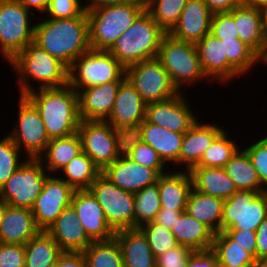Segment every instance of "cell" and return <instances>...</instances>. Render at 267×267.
<instances>
[{
    "label": "cell",
    "instance_id": "cell-15",
    "mask_svg": "<svg viewBox=\"0 0 267 267\" xmlns=\"http://www.w3.org/2000/svg\"><path fill=\"white\" fill-rule=\"evenodd\" d=\"M185 93L180 92L168 100L147 104L145 120L170 131L185 134L200 120L193 112Z\"/></svg>",
    "mask_w": 267,
    "mask_h": 267
},
{
    "label": "cell",
    "instance_id": "cell-25",
    "mask_svg": "<svg viewBox=\"0 0 267 267\" xmlns=\"http://www.w3.org/2000/svg\"><path fill=\"white\" fill-rule=\"evenodd\" d=\"M40 231L31 209L13 207L5 203V214L0 227V243L25 245Z\"/></svg>",
    "mask_w": 267,
    "mask_h": 267
},
{
    "label": "cell",
    "instance_id": "cell-52",
    "mask_svg": "<svg viewBox=\"0 0 267 267\" xmlns=\"http://www.w3.org/2000/svg\"><path fill=\"white\" fill-rule=\"evenodd\" d=\"M225 232L256 259V231L247 229L225 230Z\"/></svg>",
    "mask_w": 267,
    "mask_h": 267
},
{
    "label": "cell",
    "instance_id": "cell-36",
    "mask_svg": "<svg viewBox=\"0 0 267 267\" xmlns=\"http://www.w3.org/2000/svg\"><path fill=\"white\" fill-rule=\"evenodd\" d=\"M237 191H265L247 152L241 147L224 167Z\"/></svg>",
    "mask_w": 267,
    "mask_h": 267
},
{
    "label": "cell",
    "instance_id": "cell-54",
    "mask_svg": "<svg viewBox=\"0 0 267 267\" xmlns=\"http://www.w3.org/2000/svg\"><path fill=\"white\" fill-rule=\"evenodd\" d=\"M54 267H86L84 254L82 252H63Z\"/></svg>",
    "mask_w": 267,
    "mask_h": 267
},
{
    "label": "cell",
    "instance_id": "cell-2",
    "mask_svg": "<svg viewBox=\"0 0 267 267\" xmlns=\"http://www.w3.org/2000/svg\"><path fill=\"white\" fill-rule=\"evenodd\" d=\"M24 96L38 110L50 139L77 133L81 121L78 94L69 84L37 88Z\"/></svg>",
    "mask_w": 267,
    "mask_h": 267
},
{
    "label": "cell",
    "instance_id": "cell-16",
    "mask_svg": "<svg viewBox=\"0 0 267 267\" xmlns=\"http://www.w3.org/2000/svg\"><path fill=\"white\" fill-rule=\"evenodd\" d=\"M74 189L58 175H49L31 210L36 225L41 230L47 228L58 218L62 211L71 205Z\"/></svg>",
    "mask_w": 267,
    "mask_h": 267
},
{
    "label": "cell",
    "instance_id": "cell-29",
    "mask_svg": "<svg viewBox=\"0 0 267 267\" xmlns=\"http://www.w3.org/2000/svg\"><path fill=\"white\" fill-rule=\"evenodd\" d=\"M183 138L184 134L170 131L146 120L142 122L143 142L153 147L164 163H171L172 167L179 166Z\"/></svg>",
    "mask_w": 267,
    "mask_h": 267
},
{
    "label": "cell",
    "instance_id": "cell-37",
    "mask_svg": "<svg viewBox=\"0 0 267 267\" xmlns=\"http://www.w3.org/2000/svg\"><path fill=\"white\" fill-rule=\"evenodd\" d=\"M212 249L216 252L219 267H250L256 261L225 231L214 235Z\"/></svg>",
    "mask_w": 267,
    "mask_h": 267
},
{
    "label": "cell",
    "instance_id": "cell-41",
    "mask_svg": "<svg viewBox=\"0 0 267 267\" xmlns=\"http://www.w3.org/2000/svg\"><path fill=\"white\" fill-rule=\"evenodd\" d=\"M187 0H149L146 11L169 34L177 25Z\"/></svg>",
    "mask_w": 267,
    "mask_h": 267
},
{
    "label": "cell",
    "instance_id": "cell-59",
    "mask_svg": "<svg viewBox=\"0 0 267 267\" xmlns=\"http://www.w3.org/2000/svg\"><path fill=\"white\" fill-rule=\"evenodd\" d=\"M18 1L30 12L38 11L39 15L45 13L48 4V0H18Z\"/></svg>",
    "mask_w": 267,
    "mask_h": 267
},
{
    "label": "cell",
    "instance_id": "cell-44",
    "mask_svg": "<svg viewBox=\"0 0 267 267\" xmlns=\"http://www.w3.org/2000/svg\"><path fill=\"white\" fill-rule=\"evenodd\" d=\"M139 229L144 233L155 257L179 245L171 230L166 229L154 221L145 223Z\"/></svg>",
    "mask_w": 267,
    "mask_h": 267
},
{
    "label": "cell",
    "instance_id": "cell-28",
    "mask_svg": "<svg viewBox=\"0 0 267 267\" xmlns=\"http://www.w3.org/2000/svg\"><path fill=\"white\" fill-rule=\"evenodd\" d=\"M234 22L239 39L264 61L267 58V44L263 33L261 10L244 5L235 7Z\"/></svg>",
    "mask_w": 267,
    "mask_h": 267
},
{
    "label": "cell",
    "instance_id": "cell-64",
    "mask_svg": "<svg viewBox=\"0 0 267 267\" xmlns=\"http://www.w3.org/2000/svg\"><path fill=\"white\" fill-rule=\"evenodd\" d=\"M263 64L266 66V64H267V58L263 61Z\"/></svg>",
    "mask_w": 267,
    "mask_h": 267
},
{
    "label": "cell",
    "instance_id": "cell-56",
    "mask_svg": "<svg viewBox=\"0 0 267 267\" xmlns=\"http://www.w3.org/2000/svg\"><path fill=\"white\" fill-rule=\"evenodd\" d=\"M267 255V218L256 230V260H263Z\"/></svg>",
    "mask_w": 267,
    "mask_h": 267
},
{
    "label": "cell",
    "instance_id": "cell-65",
    "mask_svg": "<svg viewBox=\"0 0 267 267\" xmlns=\"http://www.w3.org/2000/svg\"><path fill=\"white\" fill-rule=\"evenodd\" d=\"M263 261L267 263V255L264 257Z\"/></svg>",
    "mask_w": 267,
    "mask_h": 267
},
{
    "label": "cell",
    "instance_id": "cell-63",
    "mask_svg": "<svg viewBox=\"0 0 267 267\" xmlns=\"http://www.w3.org/2000/svg\"><path fill=\"white\" fill-rule=\"evenodd\" d=\"M250 267H267V263L263 260H256Z\"/></svg>",
    "mask_w": 267,
    "mask_h": 267
},
{
    "label": "cell",
    "instance_id": "cell-18",
    "mask_svg": "<svg viewBox=\"0 0 267 267\" xmlns=\"http://www.w3.org/2000/svg\"><path fill=\"white\" fill-rule=\"evenodd\" d=\"M195 46L203 72L211 82L223 85L241 76L228 63L227 57H224L223 42H220V39L210 32L198 41Z\"/></svg>",
    "mask_w": 267,
    "mask_h": 267
},
{
    "label": "cell",
    "instance_id": "cell-51",
    "mask_svg": "<svg viewBox=\"0 0 267 267\" xmlns=\"http://www.w3.org/2000/svg\"><path fill=\"white\" fill-rule=\"evenodd\" d=\"M0 267H25V246L0 243Z\"/></svg>",
    "mask_w": 267,
    "mask_h": 267
},
{
    "label": "cell",
    "instance_id": "cell-53",
    "mask_svg": "<svg viewBox=\"0 0 267 267\" xmlns=\"http://www.w3.org/2000/svg\"><path fill=\"white\" fill-rule=\"evenodd\" d=\"M188 264L189 267H219L216 252L212 248L193 251Z\"/></svg>",
    "mask_w": 267,
    "mask_h": 267
},
{
    "label": "cell",
    "instance_id": "cell-38",
    "mask_svg": "<svg viewBox=\"0 0 267 267\" xmlns=\"http://www.w3.org/2000/svg\"><path fill=\"white\" fill-rule=\"evenodd\" d=\"M86 267H123V257L117 240L92 241L82 252Z\"/></svg>",
    "mask_w": 267,
    "mask_h": 267
},
{
    "label": "cell",
    "instance_id": "cell-4",
    "mask_svg": "<svg viewBox=\"0 0 267 267\" xmlns=\"http://www.w3.org/2000/svg\"><path fill=\"white\" fill-rule=\"evenodd\" d=\"M145 10L144 2L103 5L86 10L91 49L108 51Z\"/></svg>",
    "mask_w": 267,
    "mask_h": 267
},
{
    "label": "cell",
    "instance_id": "cell-11",
    "mask_svg": "<svg viewBox=\"0 0 267 267\" xmlns=\"http://www.w3.org/2000/svg\"><path fill=\"white\" fill-rule=\"evenodd\" d=\"M102 207L114 231L135 228L134 193L118 188L102 173L88 189Z\"/></svg>",
    "mask_w": 267,
    "mask_h": 267
},
{
    "label": "cell",
    "instance_id": "cell-27",
    "mask_svg": "<svg viewBox=\"0 0 267 267\" xmlns=\"http://www.w3.org/2000/svg\"><path fill=\"white\" fill-rule=\"evenodd\" d=\"M114 238L122 253L123 267H156V257L139 228L115 231Z\"/></svg>",
    "mask_w": 267,
    "mask_h": 267
},
{
    "label": "cell",
    "instance_id": "cell-14",
    "mask_svg": "<svg viewBox=\"0 0 267 267\" xmlns=\"http://www.w3.org/2000/svg\"><path fill=\"white\" fill-rule=\"evenodd\" d=\"M77 133L82 151L101 171L118 159L113 126L106 120H81Z\"/></svg>",
    "mask_w": 267,
    "mask_h": 267
},
{
    "label": "cell",
    "instance_id": "cell-46",
    "mask_svg": "<svg viewBox=\"0 0 267 267\" xmlns=\"http://www.w3.org/2000/svg\"><path fill=\"white\" fill-rule=\"evenodd\" d=\"M264 135V136H263ZM257 141H251L249 146L246 144L243 149L249 155L253 167L256 169L262 188L267 191V134ZM252 143V145H251Z\"/></svg>",
    "mask_w": 267,
    "mask_h": 267
},
{
    "label": "cell",
    "instance_id": "cell-19",
    "mask_svg": "<svg viewBox=\"0 0 267 267\" xmlns=\"http://www.w3.org/2000/svg\"><path fill=\"white\" fill-rule=\"evenodd\" d=\"M101 173L118 188L131 193L156 183L160 176L153 168L139 165L129 157L116 159Z\"/></svg>",
    "mask_w": 267,
    "mask_h": 267
},
{
    "label": "cell",
    "instance_id": "cell-40",
    "mask_svg": "<svg viewBox=\"0 0 267 267\" xmlns=\"http://www.w3.org/2000/svg\"><path fill=\"white\" fill-rule=\"evenodd\" d=\"M220 42H223L224 57H227L228 63L240 75L249 74L250 70L259 62L263 64V60L239 38L224 39Z\"/></svg>",
    "mask_w": 267,
    "mask_h": 267
},
{
    "label": "cell",
    "instance_id": "cell-31",
    "mask_svg": "<svg viewBox=\"0 0 267 267\" xmlns=\"http://www.w3.org/2000/svg\"><path fill=\"white\" fill-rule=\"evenodd\" d=\"M179 245L187 246L192 251L210 249L215 233L204 223L183 212L171 228Z\"/></svg>",
    "mask_w": 267,
    "mask_h": 267
},
{
    "label": "cell",
    "instance_id": "cell-35",
    "mask_svg": "<svg viewBox=\"0 0 267 267\" xmlns=\"http://www.w3.org/2000/svg\"><path fill=\"white\" fill-rule=\"evenodd\" d=\"M101 172L93 160L82 151L70 160L58 176L74 190H88Z\"/></svg>",
    "mask_w": 267,
    "mask_h": 267
},
{
    "label": "cell",
    "instance_id": "cell-45",
    "mask_svg": "<svg viewBox=\"0 0 267 267\" xmlns=\"http://www.w3.org/2000/svg\"><path fill=\"white\" fill-rule=\"evenodd\" d=\"M117 148V157H129L132 149L143 142L142 139V122L113 127Z\"/></svg>",
    "mask_w": 267,
    "mask_h": 267
},
{
    "label": "cell",
    "instance_id": "cell-6",
    "mask_svg": "<svg viewBox=\"0 0 267 267\" xmlns=\"http://www.w3.org/2000/svg\"><path fill=\"white\" fill-rule=\"evenodd\" d=\"M170 76L173 85L179 92L185 87L195 86L202 80L209 79L203 72L195 44L179 41L166 34L156 57Z\"/></svg>",
    "mask_w": 267,
    "mask_h": 267
},
{
    "label": "cell",
    "instance_id": "cell-10",
    "mask_svg": "<svg viewBox=\"0 0 267 267\" xmlns=\"http://www.w3.org/2000/svg\"><path fill=\"white\" fill-rule=\"evenodd\" d=\"M266 218L267 191H237L224 202L221 231H256Z\"/></svg>",
    "mask_w": 267,
    "mask_h": 267
},
{
    "label": "cell",
    "instance_id": "cell-9",
    "mask_svg": "<svg viewBox=\"0 0 267 267\" xmlns=\"http://www.w3.org/2000/svg\"><path fill=\"white\" fill-rule=\"evenodd\" d=\"M50 174L38 158H27L0 189L7 205L31 209Z\"/></svg>",
    "mask_w": 267,
    "mask_h": 267
},
{
    "label": "cell",
    "instance_id": "cell-21",
    "mask_svg": "<svg viewBox=\"0 0 267 267\" xmlns=\"http://www.w3.org/2000/svg\"><path fill=\"white\" fill-rule=\"evenodd\" d=\"M224 126L197 121L185 134L179 155V167L190 171L201 159L204 152L224 131ZM185 167V168H184Z\"/></svg>",
    "mask_w": 267,
    "mask_h": 267
},
{
    "label": "cell",
    "instance_id": "cell-24",
    "mask_svg": "<svg viewBox=\"0 0 267 267\" xmlns=\"http://www.w3.org/2000/svg\"><path fill=\"white\" fill-rule=\"evenodd\" d=\"M147 103L125 78L118 88L111 114L106 119L113 127L127 126L145 120Z\"/></svg>",
    "mask_w": 267,
    "mask_h": 267
},
{
    "label": "cell",
    "instance_id": "cell-23",
    "mask_svg": "<svg viewBox=\"0 0 267 267\" xmlns=\"http://www.w3.org/2000/svg\"><path fill=\"white\" fill-rule=\"evenodd\" d=\"M121 82L80 89L78 94L81 120H106L112 112L116 94Z\"/></svg>",
    "mask_w": 267,
    "mask_h": 267
},
{
    "label": "cell",
    "instance_id": "cell-8",
    "mask_svg": "<svg viewBox=\"0 0 267 267\" xmlns=\"http://www.w3.org/2000/svg\"><path fill=\"white\" fill-rule=\"evenodd\" d=\"M31 13L18 0H0V54L8 63L34 41Z\"/></svg>",
    "mask_w": 267,
    "mask_h": 267
},
{
    "label": "cell",
    "instance_id": "cell-13",
    "mask_svg": "<svg viewBox=\"0 0 267 267\" xmlns=\"http://www.w3.org/2000/svg\"><path fill=\"white\" fill-rule=\"evenodd\" d=\"M17 103V123L7 135L26 158H38L51 139L36 107L24 95H19Z\"/></svg>",
    "mask_w": 267,
    "mask_h": 267
},
{
    "label": "cell",
    "instance_id": "cell-12",
    "mask_svg": "<svg viewBox=\"0 0 267 267\" xmlns=\"http://www.w3.org/2000/svg\"><path fill=\"white\" fill-rule=\"evenodd\" d=\"M125 76L147 104L165 101L180 93L157 58L126 67Z\"/></svg>",
    "mask_w": 267,
    "mask_h": 267
},
{
    "label": "cell",
    "instance_id": "cell-7",
    "mask_svg": "<svg viewBox=\"0 0 267 267\" xmlns=\"http://www.w3.org/2000/svg\"><path fill=\"white\" fill-rule=\"evenodd\" d=\"M125 78V67L105 50L90 49L72 63L68 72V84L76 92Z\"/></svg>",
    "mask_w": 267,
    "mask_h": 267
},
{
    "label": "cell",
    "instance_id": "cell-48",
    "mask_svg": "<svg viewBox=\"0 0 267 267\" xmlns=\"http://www.w3.org/2000/svg\"><path fill=\"white\" fill-rule=\"evenodd\" d=\"M210 33L220 40L238 39L234 22V9L230 12L214 13L211 18Z\"/></svg>",
    "mask_w": 267,
    "mask_h": 267
},
{
    "label": "cell",
    "instance_id": "cell-20",
    "mask_svg": "<svg viewBox=\"0 0 267 267\" xmlns=\"http://www.w3.org/2000/svg\"><path fill=\"white\" fill-rule=\"evenodd\" d=\"M212 15L204 0H187L177 25L169 34L179 41L196 44L210 32Z\"/></svg>",
    "mask_w": 267,
    "mask_h": 267
},
{
    "label": "cell",
    "instance_id": "cell-61",
    "mask_svg": "<svg viewBox=\"0 0 267 267\" xmlns=\"http://www.w3.org/2000/svg\"><path fill=\"white\" fill-rule=\"evenodd\" d=\"M261 13H262L263 33L267 44V8L261 10Z\"/></svg>",
    "mask_w": 267,
    "mask_h": 267
},
{
    "label": "cell",
    "instance_id": "cell-62",
    "mask_svg": "<svg viewBox=\"0 0 267 267\" xmlns=\"http://www.w3.org/2000/svg\"><path fill=\"white\" fill-rule=\"evenodd\" d=\"M5 214V202L0 199V227Z\"/></svg>",
    "mask_w": 267,
    "mask_h": 267
},
{
    "label": "cell",
    "instance_id": "cell-34",
    "mask_svg": "<svg viewBox=\"0 0 267 267\" xmlns=\"http://www.w3.org/2000/svg\"><path fill=\"white\" fill-rule=\"evenodd\" d=\"M25 267H54L63 253L56 241L41 230L25 245Z\"/></svg>",
    "mask_w": 267,
    "mask_h": 267
},
{
    "label": "cell",
    "instance_id": "cell-32",
    "mask_svg": "<svg viewBox=\"0 0 267 267\" xmlns=\"http://www.w3.org/2000/svg\"><path fill=\"white\" fill-rule=\"evenodd\" d=\"M81 152V140L78 133H75L67 137L51 139L38 159L50 175L55 173L57 175Z\"/></svg>",
    "mask_w": 267,
    "mask_h": 267
},
{
    "label": "cell",
    "instance_id": "cell-33",
    "mask_svg": "<svg viewBox=\"0 0 267 267\" xmlns=\"http://www.w3.org/2000/svg\"><path fill=\"white\" fill-rule=\"evenodd\" d=\"M224 202V200L192 188L187 200L186 212L216 234L221 231Z\"/></svg>",
    "mask_w": 267,
    "mask_h": 267
},
{
    "label": "cell",
    "instance_id": "cell-55",
    "mask_svg": "<svg viewBox=\"0 0 267 267\" xmlns=\"http://www.w3.org/2000/svg\"><path fill=\"white\" fill-rule=\"evenodd\" d=\"M186 210H170L168 208H160L154 222L171 230L172 226L176 223L178 217Z\"/></svg>",
    "mask_w": 267,
    "mask_h": 267
},
{
    "label": "cell",
    "instance_id": "cell-42",
    "mask_svg": "<svg viewBox=\"0 0 267 267\" xmlns=\"http://www.w3.org/2000/svg\"><path fill=\"white\" fill-rule=\"evenodd\" d=\"M134 201L135 228L154 221L161 208L158 183L146 186L134 193Z\"/></svg>",
    "mask_w": 267,
    "mask_h": 267
},
{
    "label": "cell",
    "instance_id": "cell-5",
    "mask_svg": "<svg viewBox=\"0 0 267 267\" xmlns=\"http://www.w3.org/2000/svg\"><path fill=\"white\" fill-rule=\"evenodd\" d=\"M166 34L145 10L108 51L126 68L156 58Z\"/></svg>",
    "mask_w": 267,
    "mask_h": 267
},
{
    "label": "cell",
    "instance_id": "cell-39",
    "mask_svg": "<svg viewBox=\"0 0 267 267\" xmlns=\"http://www.w3.org/2000/svg\"><path fill=\"white\" fill-rule=\"evenodd\" d=\"M224 130L207 148L200 161L194 167H219L224 168L226 163L241 148L237 141L230 138V134Z\"/></svg>",
    "mask_w": 267,
    "mask_h": 267
},
{
    "label": "cell",
    "instance_id": "cell-47",
    "mask_svg": "<svg viewBox=\"0 0 267 267\" xmlns=\"http://www.w3.org/2000/svg\"><path fill=\"white\" fill-rule=\"evenodd\" d=\"M129 158L139 165L153 168L159 175L167 173V170H171L167 169L171 168V166L168 167L169 164L166 165L164 163L155 149L144 142L139 143L132 149Z\"/></svg>",
    "mask_w": 267,
    "mask_h": 267
},
{
    "label": "cell",
    "instance_id": "cell-1",
    "mask_svg": "<svg viewBox=\"0 0 267 267\" xmlns=\"http://www.w3.org/2000/svg\"><path fill=\"white\" fill-rule=\"evenodd\" d=\"M34 42L69 68L91 49L86 10L74 18L37 17Z\"/></svg>",
    "mask_w": 267,
    "mask_h": 267
},
{
    "label": "cell",
    "instance_id": "cell-22",
    "mask_svg": "<svg viewBox=\"0 0 267 267\" xmlns=\"http://www.w3.org/2000/svg\"><path fill=\"white\" fill-rule=\"evenodd\" d=\"M46 232L56 241L63 252H83L92 243L80 225L72 205L62 211Z\"/></svg>",
    "mask_w": 267,
    "mask_h": 267
},
{
    "label": "cell",
    "instance_id": "cell-17",
    "mask_svg": "<svg viewBox=\"0 0 267 267\" xmlns=\"http://www.w3.org/2000/svg\"><path fill=\"white\" fill-rule=\"evenodd\" d=\"M71 205L91 241H107L115 236V231L107 223L102 207L89 190H75Z\"/></svg>",
    "mask_w": 267,
    "mask_h": 267
},
{
    "label": "cell",
    "instance_id": "cell-43",
    "mask_svg": "<svg viewBox=\"0 0 267 267\" xmlns=\"http://www.w3.org/2000/svg\"><path fill=\"white\" fill-rule=\"evenodd\" d=\"M23 156L26 157L7 134L0 139V189L26 161L27 158L24 160Z\"/></svg>",
    "mask_w": 267,
    "mask_h": 267
},
{
    "label": "cell",
    "instance_id": "cell-3",
    "mask_svg": "<svg viewBox=\"0 0 267 267\" xmlns=\"http://www.w3.org/2000/svg\"><path fill=\"white\" fill-rule=\"evenodd\" d=\"M9 65L18 75L16 83L19 85V95H25L36 88L62 87L68 84L69 68L34 41L19 52ZM32 81H36L39 87H35Z\"/></svg>",
    "mask_w": 267,
    "mask_h": 267
},
{
    "label": "cell",
    "instance_id": "cell-60",
    "mask_svg": "<svg viewBox=\"0 0 267 267\" xmlns=\"http://www.w3.org/2000/svg\"><path fill=\"white\" fill-rule=\"evenodd\" d=\"M242 5L258 10L267 8V0H242Z\"/></svg>",
    "mask_w": 267,
    "mask_h": 267
},
{
    "label": "cell",
    "instance_id": "cell-58",
    "mask_svg": "<svg viewBox=\"0 0 267 267\" xmlns=\"http://www.w3.org/2000/svg\"><path fill=\"white\" fill-rule=\"evenodd\" d=\"M133 2H142V1L141 0H81V6L85 10H89V9L100 7L103 5L127 4V3H133Z\"/></svg>",
    "mask_w": 267,
    "mask_h": 267
},
{
    "label": "cell",
    "instance_id": "cell-26",
    "mask_svg": "<svg viewBox=\"0 0 267 267\" xmlns=\"http://www.w3.org/2000/svg\"><path fill=\"white\" fill-rule=\"evenodd\" d=\"M168 170L167 173L159 176L157 183L161 208L170 210H186L187 200L193 181L189 171H182L179 168ZM179 169V170H178Z\"/></svg>",
    "mask_w": 267,
    "mask_h": 267
},
{
    "label": "cell",
    "instance_id": "cell-30",
    "mask_svg": "<svg viewBox=\"0 0 267 267\" xmlns=\"http://www.w3.org/2000/svg\"><path fill=\"white\" fill-rule=\"evenodd\" d=\"M193 188L221 200H227L237 188L234 181L219 167H193L190 171Z\"/></svg>",
    "mask_w": 267,
    "mask_h": 267
},
{
    "label": "cell",
    "instance_id": "cell-57",
    "mask_svg": "<svg viewBox=\"0 0 267 267\" xmlns=\"http://www.w3.org/2000/svg\"><path fill=\"white\" fill-rule=\"evenodd\" d=\"M210 11L214 13L230 12L242 5V0H204Z\"/></svg>",
    "mask_w": 267,
    "mask_h": 267
},
{
    "label": "cell",
    "instance_id": "cell-50",
    "mask_svg": "<svg viewBox=\"0 0 267 267\" xmlns=\"http://www.w3.org/2000/svg\"><path fill=\"white\" fill-rule=\"evenodd\" d=\"M193 251L187 246L178 245L156 257V267H189V256Z\"/></svg>",
    "mask_w": 267,
    "mask_h": 267
},
{
    "label": "cell",
    "instance_id": "cell-49",
    "mask_svg": "<svg viewBox=\"0 0 267 267\" xmlns=\"http://www.w3.org/2000/svg\"><path fill=\"white\" fill-rule=\"evenodd\" d=\"M84 10L81 0H48L44 15L55 19L74 18Z\"/></svg>",
    "mask_w": 267,
    "mask_h": 267
}]
</instances>
